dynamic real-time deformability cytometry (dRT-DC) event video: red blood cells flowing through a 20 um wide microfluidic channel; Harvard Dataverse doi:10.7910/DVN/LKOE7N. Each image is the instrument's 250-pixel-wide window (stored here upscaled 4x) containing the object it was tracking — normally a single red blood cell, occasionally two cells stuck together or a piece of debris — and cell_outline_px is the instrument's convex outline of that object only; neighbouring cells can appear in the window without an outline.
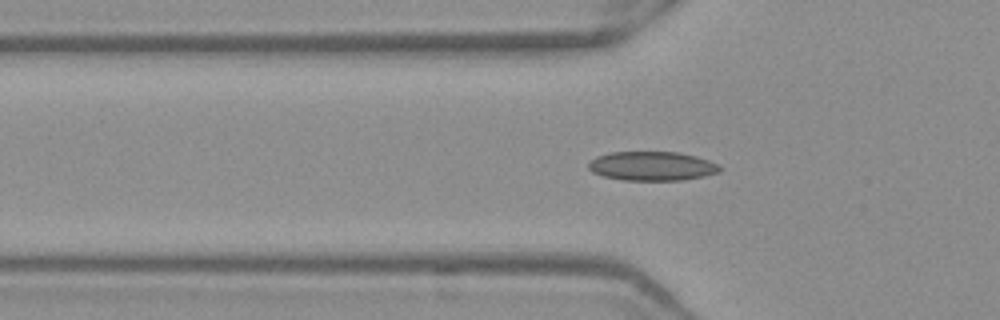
{"species": "Egyptian fruit bat (a non-hibernating species)", "species_latin": "Rousettus aegyptiacus", "temperature_condition": "warm", "stored_images_in_passage": 37, "camera_frame_rate_fps": 3000, "um_per_image_px": 0.085, "frame": {"image": 1, "passage_image": 2, "time_ms": 0.333, "image_size_px": [1000, 320], "cell_outline_px": [[724, 168], [720, 172], [704, 176], [684, 180], [624, 180], [604, 176], [592, 172], [588, 168], [588, 164], [596, 156], [608, 152], [680, 152], [696, 156], [720, 164]], "centroid_in_image_um": [55.47, 14.11], "position_along_channel_um": 70.3, "area_um2": 22.48}}
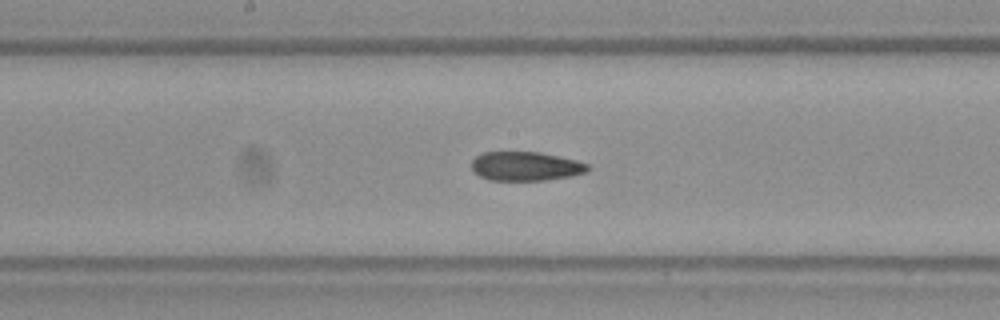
{"frame": {"image": 2, "passage_image": 12, "time_ms": 3.667, "image_size_px": [1000, 320], "cell_outline_px": [[592, 168], [584, 172], [572, 176], [544, 180], [488, 180], [472, 172], [472, 160], [476, 156], [484, 152], [540, 152], [576, 160], [588, 164]], "centroid_in_image_um": [44.67, 14.13], "position_along_channel_um": 203.5, "area_um2": 19.71}}
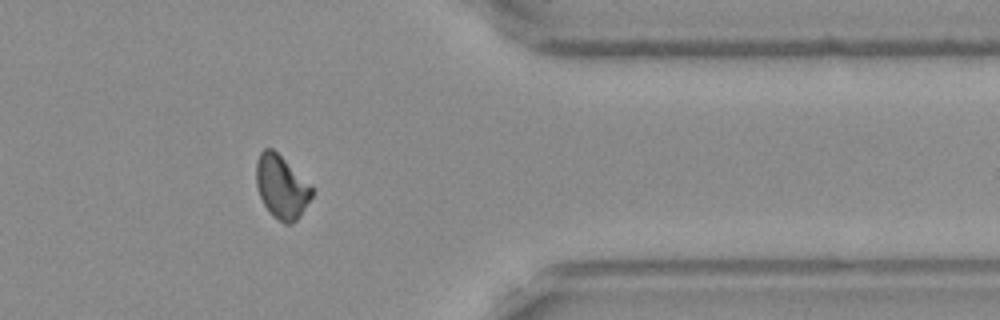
{"frame": {"image": 3, "passage_image": 27, "time_ms": 8.667, "image_size_px": [1000, 320], "cell_outline_px": [[312, 196], [300, 216], [292, 224], [284, 224], [272, 216], [268, 212], [260, 196], [256, 184], [256, 160], [260, 152], [264, 148], [272, 148], [312, 188]], "centroid_in_image_um": [23.89, 15.92], "position_along_channel_um": 387.5, "area_um2": 20.11}}